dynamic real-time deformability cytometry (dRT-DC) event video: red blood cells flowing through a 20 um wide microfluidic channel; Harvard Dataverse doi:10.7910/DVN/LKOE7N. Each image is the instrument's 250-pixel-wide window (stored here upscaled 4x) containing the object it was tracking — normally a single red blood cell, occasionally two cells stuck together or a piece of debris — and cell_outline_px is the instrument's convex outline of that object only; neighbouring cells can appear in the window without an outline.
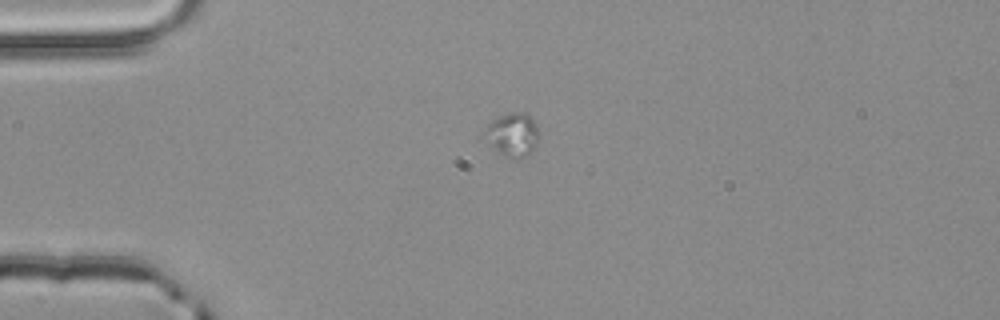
{"species": "common noctule bat (a hibernating species)", "species_latin": "Nyctalus noctula", "temperature_condition": "room temperature", "stored_images_in_passage": 5, "segment_of_instrument_passage": [2, 2], "camera_frame_rate_fps": 3000, "um_per_image_px": 0.085, "animal": {"sex": "male", "body_mass_g": 20.4}, "frame": {"image": 1, "passage_image": 5, "time_ms": 1.333, "image_size_px": [1000, 320], "cell_outline_px": [[540, 136], [532, 152], [528, 156], [516, 160], [504, 156], [496, 152], [484, 132], [484, 128], [492, 120], [500, 116], [512, 112], [528, 112], [540, 132]], "centroid_in_image_um": [43.62, 11.46], "position_along_channel_um": 41.4, "area_um2": 13.99}}